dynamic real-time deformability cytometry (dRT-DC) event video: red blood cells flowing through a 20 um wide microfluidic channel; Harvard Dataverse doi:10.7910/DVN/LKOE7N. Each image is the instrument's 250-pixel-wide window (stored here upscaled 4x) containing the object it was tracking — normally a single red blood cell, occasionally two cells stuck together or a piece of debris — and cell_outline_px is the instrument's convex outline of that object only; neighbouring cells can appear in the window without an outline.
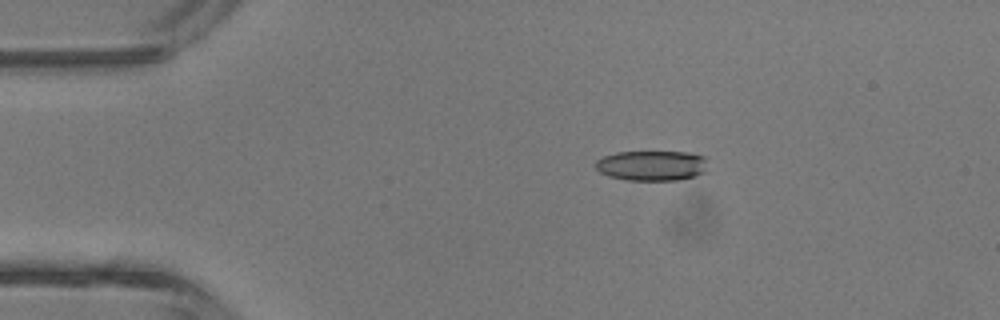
{"species": "common noctule bat (a hibernating species)", "species_latin": "Nyctalus noctula", "temperature_condition": "room temperature", "stored_images_in_passage": 3, "camera_frame_rate_fps": 3000, "um_per_image_px": 0.085, "animal": {"sex": "male", "body_mass_g": 13.3}, "frame": {"image": 1, "passage_image": 2, "time_ms": 1.333, "image_size_px": [1000, 320], "cell_outline_px": [[708, 172], [696, 176], [680, 180], [628, 180], [608, 176], [600, 172], [596, 168], [596, 160], [604, 156], [616, 152], [688, 152], [704, 156]], "centroid_in_image_um": [55.44, 14.08], "position_along_channel_um": 29.6, "area_um2": 19.88}}